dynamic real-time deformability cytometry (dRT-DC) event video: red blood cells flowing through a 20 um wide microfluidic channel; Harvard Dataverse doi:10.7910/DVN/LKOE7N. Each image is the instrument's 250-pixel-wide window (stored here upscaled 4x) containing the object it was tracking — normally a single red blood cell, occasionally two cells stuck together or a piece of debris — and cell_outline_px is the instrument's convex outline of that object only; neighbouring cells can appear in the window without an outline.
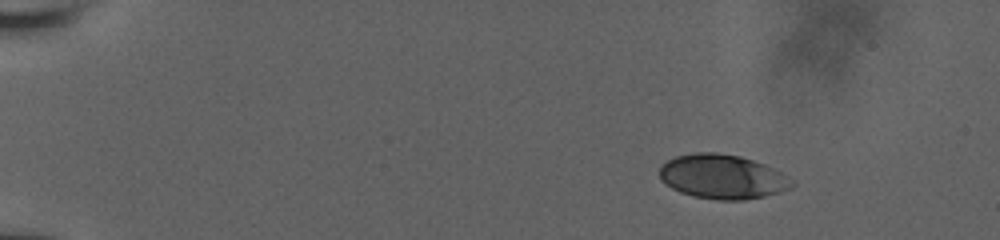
{"species": "human", "species_latin": "Homo sapiens", "temperature_condition": "room temperature", "stored_images_in_passage": 13, "camera_frame_rate_fps": 3000, "um_per_image_px": 0.085, "donor": {"sex": "male"}, "frame": {"image": 1, "passage_image": 5, "time_ms": 2.333, "image_size_px": [1000, 240], "cell_outline_px": [[796, 184], [780, 192], [764, 196], [744, 200], [716, 200], [696, 196], [680, 192], [672, 188], [660, 176], [660, 164], [676, 156], [696, 152], [716, 152], [740, 156], [764, 164], [780, 172]], "centroid_in_image_um": [61.4, 15.01], "position_along_channel_um": 23.6, "area_um2": 33.87}}
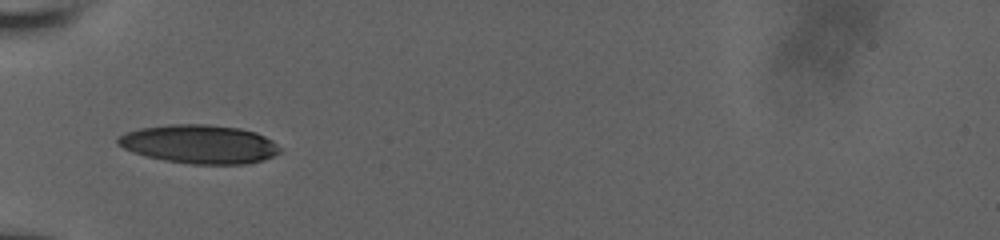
{"frame": {"image": 2, "passage_image": 11, "time_ms": 6.667, "image_size_px": [1000, 240], "cell_outline_px": [[280, 152], [272, 156], [260, 160], [244, 164], [192, 164], [164, 160], [132, 152], [116, 144], [116, 140], [124, 132], [140, 128], [168, 124], [208, 124], [240, 128], [256, 132], [272, 140], [280, 148]], "centroid_in_image_um": [16.92, 12.24], "position_along_channel_um": 68.1, "area_um2": 36.47}}
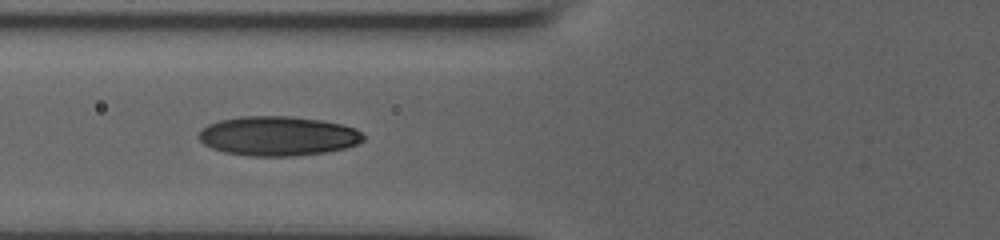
{"frame": {"image": 3, "passage_image": 12, "time_ms": 7.667, "image_size_px": [1000, 240], "cell_outline_px": [[364, 140], [356, 144], [344, 148], [328, 152], [296, 156], [252, 156], [224, 152], [212, 148], [204, 144], [196, 136], [208, 124], [220, 120], [240, 116], [292, 116], [320, 120], [340, 124], [356, 128], [364, 136]], "centroid_in_image_um": [23.62, 11.56], "position_along_channel_um": 102.2, "area_um2": 37.92}}